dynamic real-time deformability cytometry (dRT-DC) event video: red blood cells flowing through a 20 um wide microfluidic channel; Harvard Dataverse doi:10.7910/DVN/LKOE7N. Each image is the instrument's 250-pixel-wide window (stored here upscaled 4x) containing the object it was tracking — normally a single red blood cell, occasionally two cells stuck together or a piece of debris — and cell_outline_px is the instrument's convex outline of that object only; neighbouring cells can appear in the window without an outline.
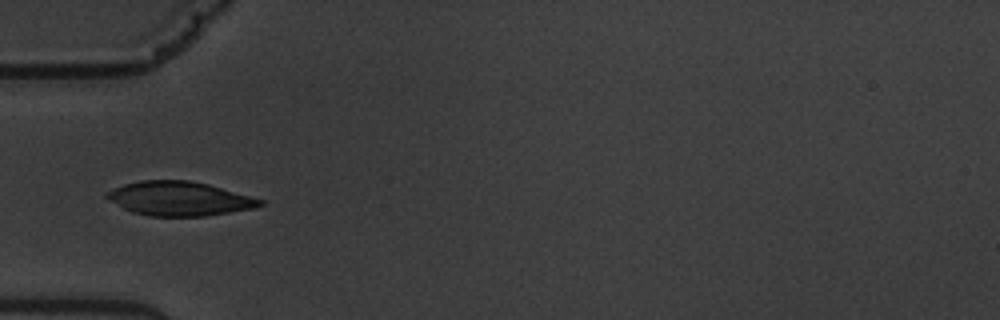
{"species": "common noctule bat (a hibernating species)", "species_latin": "Nyctalus noctula", "temperature_condition": "warm", "stored_images_in_passage": 9, "camera_frame_rate_fps": 3000, "um_per_image_px": 0.085, "animal": {"sex": "male", "body_mass_g": 19.5, "forearm_length_mm": 54.6}, "frame": {"image": 1, "passage_image": 6, "time_ms": 5.667, "image_size_px": [1000, 320], "cell_outline_px": [[264, 204], [256, 208], [208, 216], [148, 216], [132, 212], [108, 200], [104, 196], [108, 192], [124, 184], [140, 180], [188, 180], [208, 184], [264, 200]], "centroid_in_image_um": [15.26, 16.89], "position_along_channel_um": 69.7, "area_um2": 30.46}}
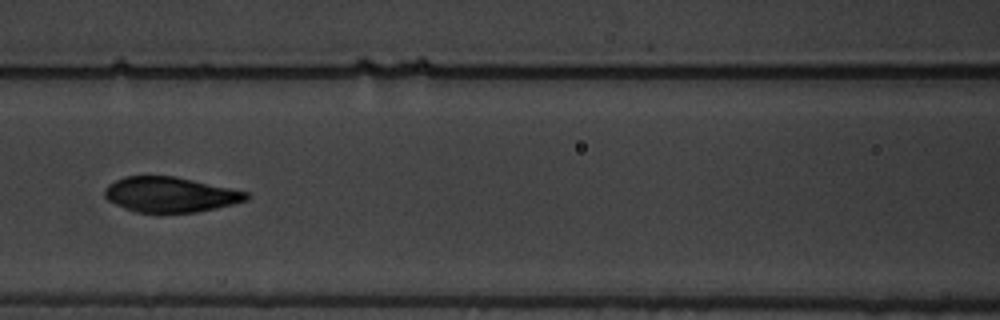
{"frame": {"image": 2, "passage_image": 8, "time_ms": 8.0, "image_size_px": [1000, 320], "cell_outline_px": [[248, 200], [216, 208], [196, 212], [136, 212], [124, 208], [108, 200], [104, 196], [104, 188], [108, 184], [124, 176], [176, 176], [248, 192]], "centroid_in_image_um": [14.44, 16.53], "position_along_channel_um": 152.2, "area_um2": 28.9}}
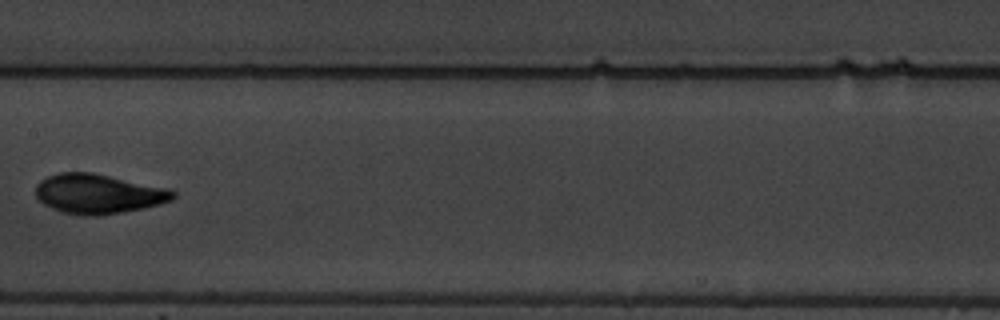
{"frame": {"image": 3, "passage_image": 9, "time_ms": 9.333, "image_size_px": [1000, 320], "cell_outline_px": [[176, 196], [172, 200], [160, 204], [144, 208], [96, 216], [80, 216], [64, 212], [52, 208], [44, 204], [36, 196], [36, 184], [40, 180], [48, 176], [60, 172], [92, 172], [168, 188], [176, 192]], "centroid_in_image_um": [8.36, 16.47], "position_along_channel_um": 199.0, "area_um2": 31.73}}